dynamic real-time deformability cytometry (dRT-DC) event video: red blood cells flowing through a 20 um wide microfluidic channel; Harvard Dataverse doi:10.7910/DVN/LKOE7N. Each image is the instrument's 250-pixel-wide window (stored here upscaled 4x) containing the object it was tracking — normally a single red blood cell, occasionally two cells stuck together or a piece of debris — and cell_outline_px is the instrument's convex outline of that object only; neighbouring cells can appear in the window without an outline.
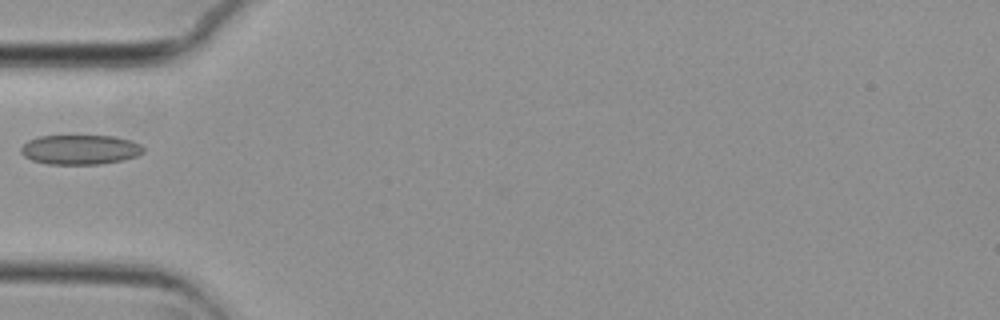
{"species": "common noctule bat (a hibernating species)", "species_latin": "Nyctalus noctula", "temperature_condition": "cold", "stored_images_in_passage": 26, "camera_frame_rate_fps": 3000, "um_per_image_px": 0.085, "animal": {"sex": "female", "body_mass_g": 29.2, "forearm_length_mm": 56.3}, "frame": {"image": 1, "passage_image": 1, "time_ms": 0.0, "image_size_px": [1000, 320], "cell_outline_px": [[144, 152], [136, 156], [120, 160], [100, 164], [48, 164], [32, 160], [24, 156], [20, 152], [20, 148], [28, 140], [40, 136], [112, 136], [132, 140], [140, 144], [144, 148]], "centroid_in_image_um": [6.8, 12.71], "position_along_channel_um": 78.2, "area_um2": 21.1}}
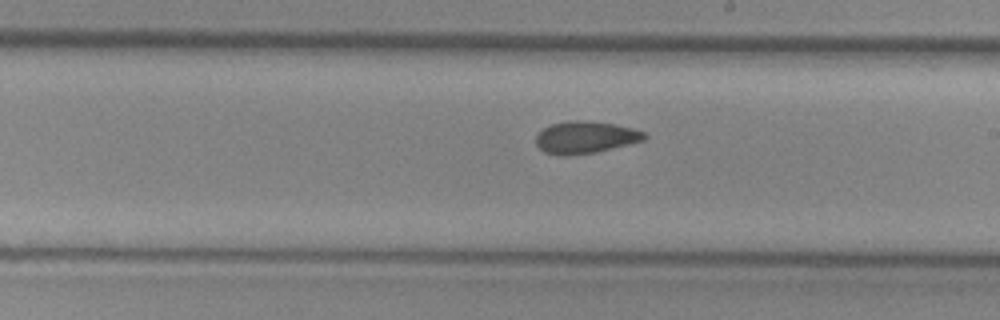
{"frame": {"image": 2, "passage_image": 14, "time_ms": 4.333, "image_size_px": [1000, 320], "cell_outline_px": [[648, 136], [644, 140], [596, 152], [568, 156], [560, 156], [544, 152], [536, 144], [536, 136], [544, 128], [552, 124], [568, 120], [588, 120], [612, 124], [632, 128], [644, 132]], "centroid_in_image_um": [49.74, 11.68], "position_along_channel_um": 239.3, "area_um2": 20.29}}
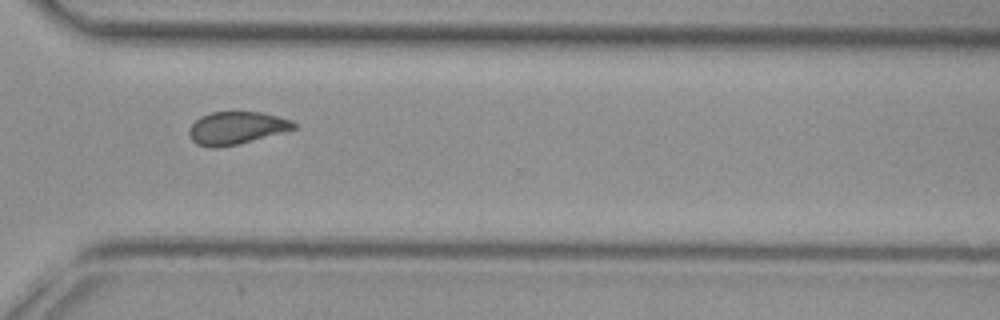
{"frame": {"image": 3, "passage_image": 23, "time_ms": 7.333, "image_size_px": [1000, 320], "cell_outline_px": [[296, 128], [252, 140], [236, 144], [212, 148], [196, 144], [188, 136], [188, 128], [200, 116], [212, 112], [260, 112], [292, 120], [296, 124]], "centroid_in_image_um": [20.04, 10.87], "position_along_channel_um": 350.6, "area_um2": 19.65}}